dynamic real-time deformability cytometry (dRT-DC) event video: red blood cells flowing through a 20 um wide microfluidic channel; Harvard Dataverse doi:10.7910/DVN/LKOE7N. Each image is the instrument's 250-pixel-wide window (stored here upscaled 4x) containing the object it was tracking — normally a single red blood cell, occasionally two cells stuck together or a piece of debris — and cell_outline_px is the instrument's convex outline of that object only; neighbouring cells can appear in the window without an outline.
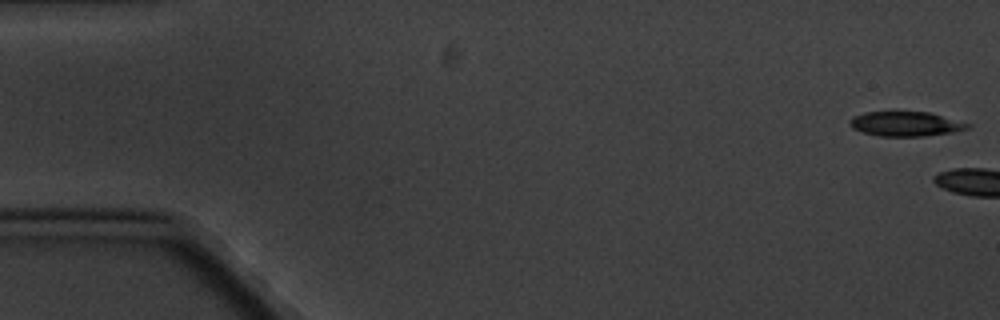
{"species": "common noctule bat (a hibernating species)", "species_latin": "Nyctalus noctula", "temperature_condition": "cold", "stored_images_in_passage": 4, "camera_frame_rate_fps": 3000, "um_per_image_px": 0.085, "animal": {"sex": "male", "body_mass_g": 20.1, "forearm_length_mm": 53.5}, "frame": {"image": 1, "passage_image": 1, "time_ms": 0.0, "image_size_px": [1000, 320], "cell_outline_px": [[972, 124], [968, 128], [952, 132], [924, 136], [880, 136], [864, 132], [852, 128], [848, 124], [852, 116], [864, 112], [928, 112]], "centroid_in_image_um": [76.95, 10.53], "position_along_channel_um": 8.0, "area_um2": 16.76}}